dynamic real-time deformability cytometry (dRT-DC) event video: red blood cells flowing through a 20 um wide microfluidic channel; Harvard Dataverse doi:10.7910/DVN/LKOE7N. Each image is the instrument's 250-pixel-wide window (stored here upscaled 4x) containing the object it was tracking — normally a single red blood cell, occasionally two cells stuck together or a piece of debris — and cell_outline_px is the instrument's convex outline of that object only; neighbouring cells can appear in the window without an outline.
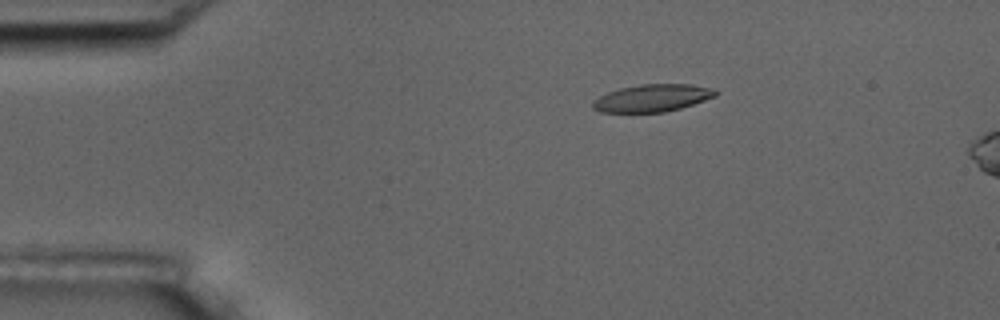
{"species": "common noctule bat (a hibernating species)", "species_latin": "Nyctalus noctula", "temperature_condition": "room temperature", "stored_images_in_passage": 5, "camera_frame_rate_fps": 3000, "um_per_image_px": 0.085, "animal": {"sex": "male", "body_mass_g": 17.5, "forearm_length_mm": 52.3}, "frame": {"image": 1, "passage_image": 3, "time_ms": 3.333, "image_size_px": [1000, 320], "cell_outline_px": [[720, 92], [716, 96], [680, 108], [664, 112], [600, 112], [592, 108], [592, 100], [608, 92], [620, 88], [640, 84], [688, 84], [712, 88]], "centroid_in_image_um": [55.43, 8.33], "position_along_channel_um": 29.6, "area_um2": 19.54}}